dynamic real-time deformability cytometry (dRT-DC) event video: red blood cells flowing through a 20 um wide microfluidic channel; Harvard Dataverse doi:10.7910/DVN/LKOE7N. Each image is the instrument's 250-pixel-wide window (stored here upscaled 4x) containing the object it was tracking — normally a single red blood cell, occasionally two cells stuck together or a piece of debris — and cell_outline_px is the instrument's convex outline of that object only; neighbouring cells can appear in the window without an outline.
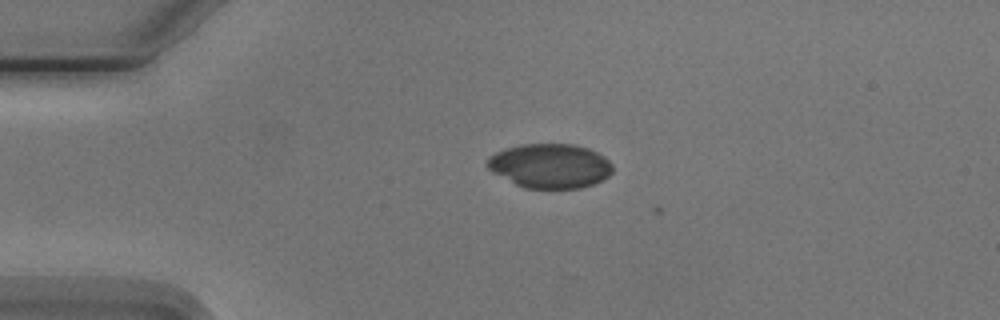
{"species": "Egyptian fruit bat (a non-hibernating species)", "species_latin": "Rousettus aegyptiacus", "temperature_condition": "cold", "stored_images_in_passage": 2, "camera_frame_rate_fps": 3000, "um_per_image_px": 0.085, "animal": {"sex": "male"}, "frame": {"image": 1, "passage_image": 1, "time_ms": 0.0, "image_size_px": [1000, 320], "cell_outline_px": [[612, 172], [608, 176], [592, 184], [580, 188], [524, 188], [492, 172], [484, 164], [488, 156], [496, 152], [520, 144], [572, 144], [588, 148], [604, 156], [612, 164]], "centroid_in_image_um": [46.72, 14.09], "position_along_channel_um": 38.3, "area_um2": 32.37}}